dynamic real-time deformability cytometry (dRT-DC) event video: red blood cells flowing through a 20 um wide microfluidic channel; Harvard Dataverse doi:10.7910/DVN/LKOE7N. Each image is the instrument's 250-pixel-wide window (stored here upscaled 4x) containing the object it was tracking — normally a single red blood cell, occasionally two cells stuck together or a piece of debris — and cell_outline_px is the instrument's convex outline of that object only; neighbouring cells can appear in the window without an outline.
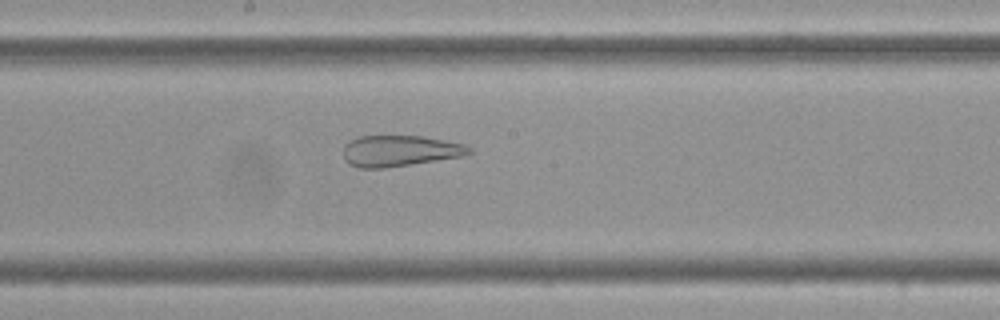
{"species": "Egyptian fruit bat (a non-hibernating species)", "species_latin": "Rousettus aegyptiacus", "temperature_condition": "cold", "stored_images_in_passage": 57, "camera_frame_rate_fps": 3000, "um_per_image_px": 0.085, "frame": {"image": 1, "passage_image": 31, "time_ms": 10.0, "image_size_px": [1000, 320], "cell_outline_px": [[472, 152], [464, 156], [384, 168], [360, 168], [348, 164], [344, 160], [344, 144], [360, 136], [424, 136], [464, 144], [472, 148]], "centroid_in_image_um": [33.98, 12.82], "position_along_channel_um": 214.2, "area_um2": 22.77}}
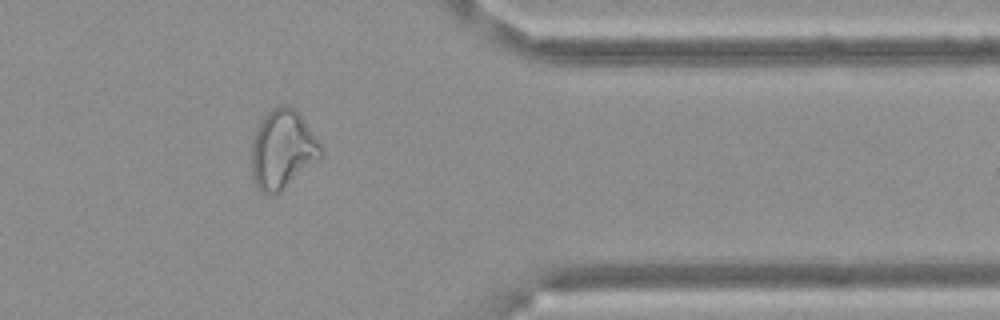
{"frame": {"image": 2, "passage_image": 47, "time_ms": 15.333, "image_size_px": [1000, 320], "cell_outline_px": [[324, 156], [276, 196], [268, 196], [260, 192], [252, 176], [252, 136], [260, 120], [272, 108], [280, 104], [288, 104], [296, 108], [324, 148]], "centroid_in_image_um": [24.03, 12.71], "position_along_channel_um": 387.4, "area_um2": 32.77}}
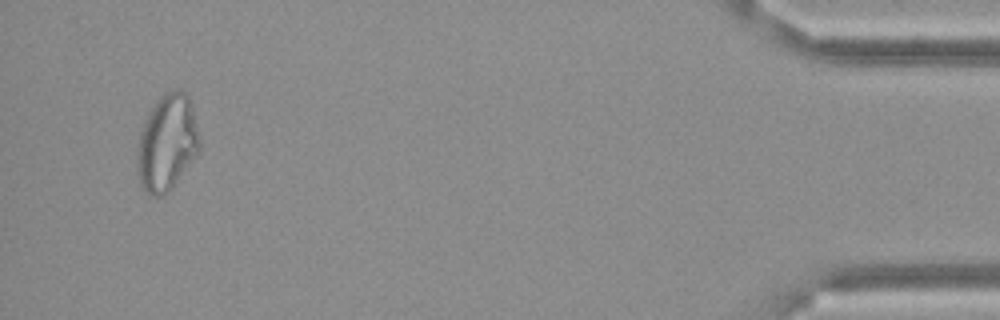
{"frame": {"image": 3, "passage_image": 55, "time_ms": 18.0, "image_size_px": [1000, 320], "cell_outline_px": [[200, 152], [164, 196], [148, 196], [144, 192], [140, 184], [140, 132], [144, 120], [156, 100], [164, 92], [172, 88], [176, 88], [184, 92], [188, 96], [200, 136]], "centroid_in_image_um": [14.24, 12.11], "position_along_channel_um": 421.0, "area_um2": 34.51}}